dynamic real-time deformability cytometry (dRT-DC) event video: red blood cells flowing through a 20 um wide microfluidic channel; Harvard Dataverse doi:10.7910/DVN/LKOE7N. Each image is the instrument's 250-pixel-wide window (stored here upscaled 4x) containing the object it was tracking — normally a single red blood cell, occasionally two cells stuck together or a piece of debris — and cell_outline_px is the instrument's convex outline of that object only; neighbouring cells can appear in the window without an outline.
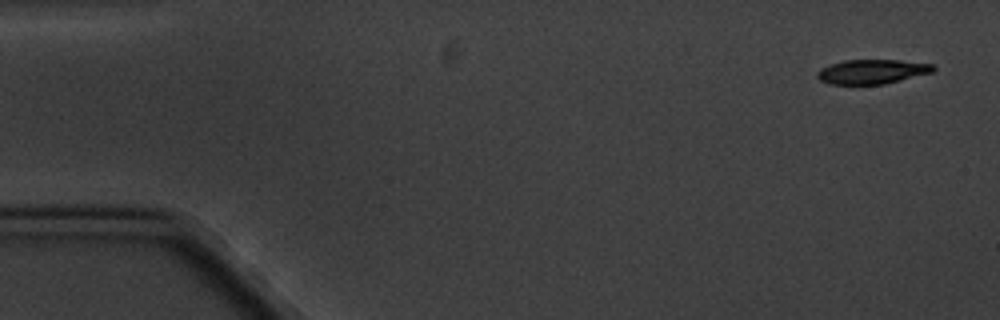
{"species": "common noctule bat (a hibernating species)", "species_latin": "Nyctalus noctula", "temperature_condition": "cold", "stored_images_in_passage": 5, "camera_frame_rate_fps": 3000, "um_per_image_px": 0.085, "animal": {"sex": "male", "body_mass_g": 20.1, "forearm_length_mm": 53.5}, "frame": {"image": 1, "passage_image": 1, "time_ms": 0.0, "image_size_px": [1000, 320], "cell_outline_px": [[936, 68], [932, 72], [884, 84], [828, 84], [820, 80], [816, 76], [816, 72], [820, 68], [844, 60], [900, 60], [936, 64]], "centroid_in_image_um": [74.12, 6.08], "position_along_channel_um": 10.9, "area_um2": 16.53}}
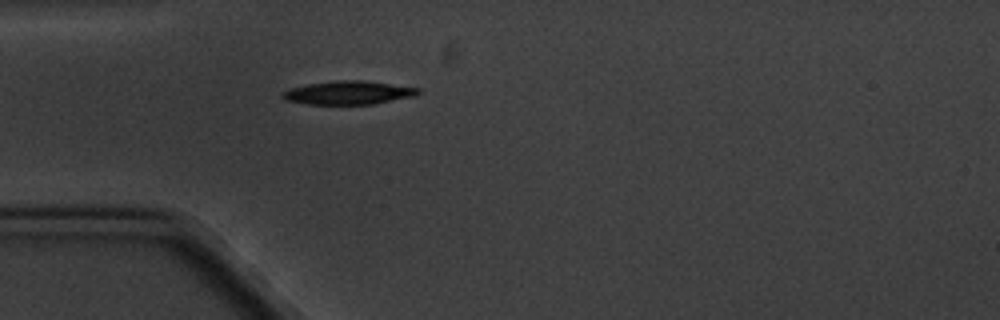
{"frame": {"image": 2, "passage_image": 5, "time_ms": 4.667, "image_size_px": [1000, 320], "cell_outline_px": [[420, 92], [416, 96], [372, 104], [308, 104], [288, 100], [280, 96], [280, 92], [288, 88], [308, 84], [336, 80], [364, 80], [420, 88]], "centroid_in_image_um": [29.61, 7.87], "position_along_channel_um": 55.4, "area_um2": 18.61}}